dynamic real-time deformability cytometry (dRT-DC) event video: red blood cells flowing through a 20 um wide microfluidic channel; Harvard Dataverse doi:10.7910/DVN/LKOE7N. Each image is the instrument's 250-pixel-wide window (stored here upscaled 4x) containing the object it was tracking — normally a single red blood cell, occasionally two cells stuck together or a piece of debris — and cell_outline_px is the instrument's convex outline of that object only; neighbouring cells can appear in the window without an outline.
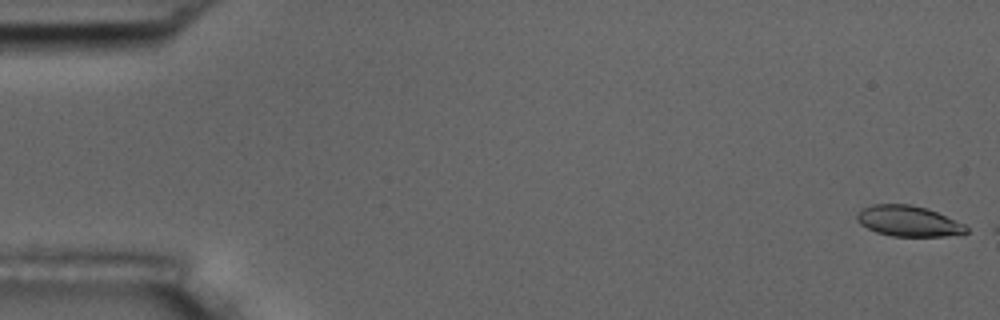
{"species": "common noctule bat (a hibernating species)", "species_latin": "Nyctalus noctula", "temperature_condition": "room temperature", "stored_images_in_passage": 3, "camera_frame_rate_fps": 3000, "um_per_image_px": 0.085, "animal": {"sex": "male", "body_mass_g": 17.5, "forearm_length_mm": 52.3}, "frame": {"image": 1, "passage_image": 1, "time_ms": 0.0, "image_size_px": [1000, 320], "cell_outline_px": [[968, 232], [944, 236], [892, 236], [876, 232], [860, 224], [856, 220], [856, 216], [864, 208], [872, 204], [912, 204], [928, 208], [964, 224], [968, 228]], "centroid_in_image_um": [77.21, 18.78], "position_along_channel_um": 7.8, "area_um2": 19.42}}